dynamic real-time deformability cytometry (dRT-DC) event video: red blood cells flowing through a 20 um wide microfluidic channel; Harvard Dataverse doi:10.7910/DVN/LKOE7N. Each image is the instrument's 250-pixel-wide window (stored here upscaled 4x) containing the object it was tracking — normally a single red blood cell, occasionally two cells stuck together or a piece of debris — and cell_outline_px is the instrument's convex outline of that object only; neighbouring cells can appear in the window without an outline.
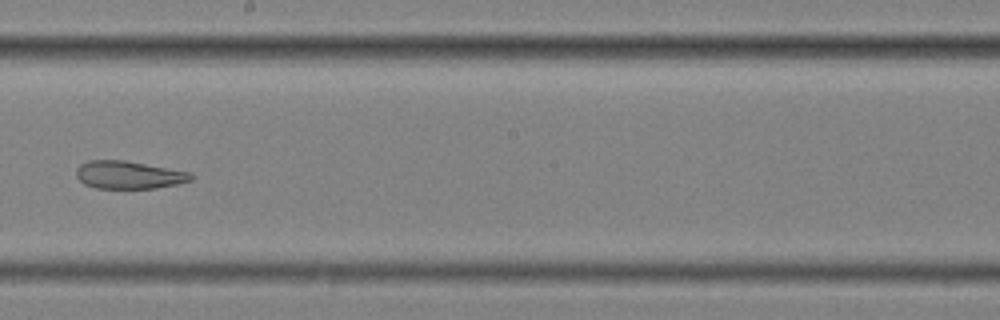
{"species": "common noctule bat (a hibernating species)", "species_latin": "Nyctalus noctula", "temperature_condition": "cold", "stored_images_in_passage": 10, "camera_frame_rate_fps": 3000, "um_per_image_px": 0.085, "animal": {"sex": "female", "body_mass_g": 25.1}, "frame": {"image": 1, "passage_image": 9, "time_ms": 2.667, "image_size_px": [1000, 320], "cell_outline_px": [[196, 176], [192, 180], [176, 184], [156, 188], [96, 188], [84, 184], [76, 176], [76, 168], [80, 164], [88, 160], [124, 160], [192, 172]], "centroid_in_image_um": [10.96, 14.86], "position_along_channel_um": 237.2, "area_um2": 18.73}}
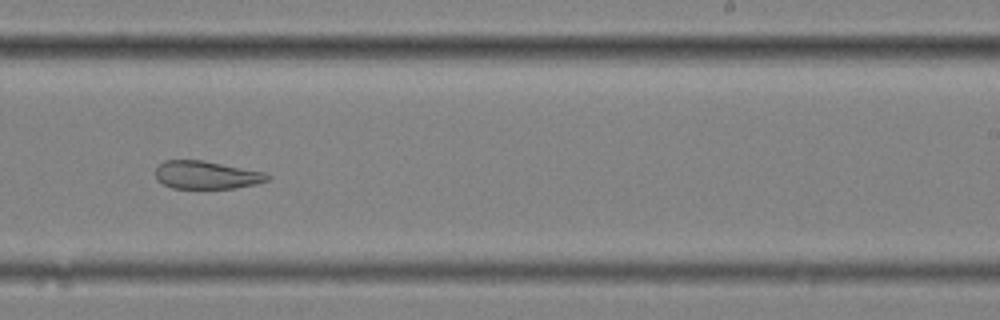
{"frame": {"image": 2, "passage_image": 10, "time_ms": 3.0, "image_size_px": [1000, 320], "cell_outline_px": [[272, 176], [268, 180], [256, 184], [236, 188], [172, 188], [156, 180], [156, 168], [164, 160], [204, 160], [264, 172]], "centroid_in_image_um": [17.55, 14.87], "position_along_channel_um": 271.4, "area_um2": 18.26}}